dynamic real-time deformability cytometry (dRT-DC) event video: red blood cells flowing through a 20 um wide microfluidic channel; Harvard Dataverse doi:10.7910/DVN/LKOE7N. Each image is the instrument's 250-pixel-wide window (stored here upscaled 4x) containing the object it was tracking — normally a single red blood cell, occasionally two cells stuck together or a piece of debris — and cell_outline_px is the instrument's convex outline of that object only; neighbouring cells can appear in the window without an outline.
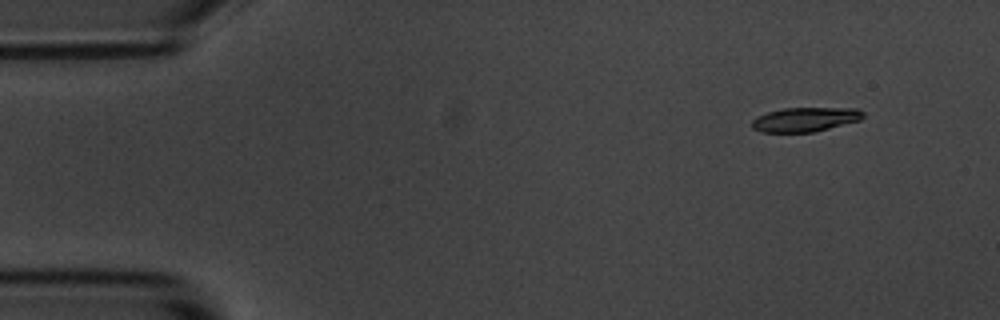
{"species": "common noctule bat (a hibernating species)", "species_latin": "Nyctalus noctula", "temperature_condition": "room temperature", "stored_images_in_passage": 4, "camera_frame_rate_fps": 3000, "um_per_image_px": 0.085, "animal": {"sex": "male", "body_mass_g": 20.1, "forearm_length_mm": 53.5}, "frame": {"image": 1, "passage_image": 1, "time_ms": 0.0, "image_size_px": [1000, 320], "cell_outline_px": [[864, 116], [860, 120], [812, 132], [760, 132], [752, 128], [752, 120], [756, 116], [768, 112], [784, 108], [856, 108], [864, 112]], "centroid_in_image_um": [68.41, 10.15], "position_along_channel_um": 16.6, "area_um2": 15.66}}
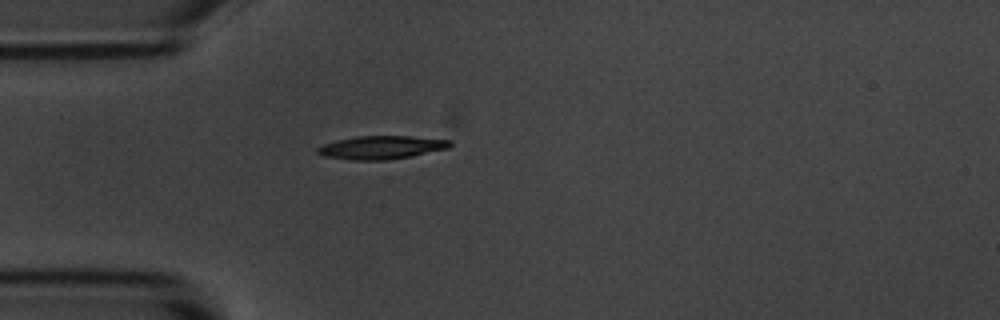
{"frame": {"image": 2, "passage_image": 4, "time_ms": 3.333, "image_size_px": [1000, 320], "cell_outline_px": [[452, 144], [448, 148], [408, 156], [384, 160], [348, 160], [320, 156], [316, 152], [316, 148], [324, 144], [336, 140], [356, 136], [412, 136], [452, 140]], "centroid_in_image_um": [32.35, 12.53], "position_along_channel_um": 52.7, "area_um2": 17.98}}